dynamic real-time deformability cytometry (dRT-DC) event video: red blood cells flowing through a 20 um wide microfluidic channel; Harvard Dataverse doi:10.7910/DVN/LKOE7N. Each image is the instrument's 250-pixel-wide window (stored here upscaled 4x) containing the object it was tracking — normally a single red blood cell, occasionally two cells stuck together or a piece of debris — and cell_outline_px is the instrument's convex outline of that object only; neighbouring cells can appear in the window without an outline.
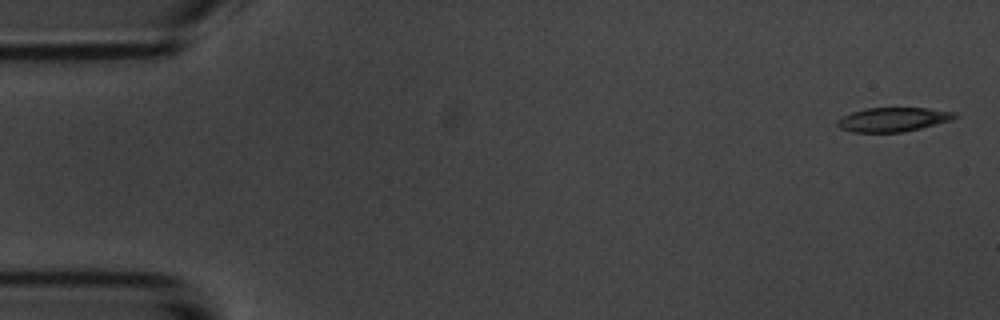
{"species": "common noctule bat (a hibernating species)", "species_latin": "Nyctalus noctula", "temperature_condition": "room temperature", "stored_images_in_passage": 4, "camera_frame_rate_fps": 3000, "um_per_image_px": 0.085, "animal": {"sex": "male", "body_mass_g": 20.1, "forearm_length_mm": 53.5}, "frame": {"image": 1, "passage_image": 1, "time_ms": 0.0, "image_size_px": [1000, 320], "cell_outline_px": [[960, 116], [952, 120], [904, 132], [852, 132], [840, 128], [836, 124], [836, 120], [852, 112], [864, 108], [928, 108], [956, 112]], "centroid_in_image_um": [75.93, 10.15], "position_along_channel_um": 9.1, "area_um2": 16.59}}
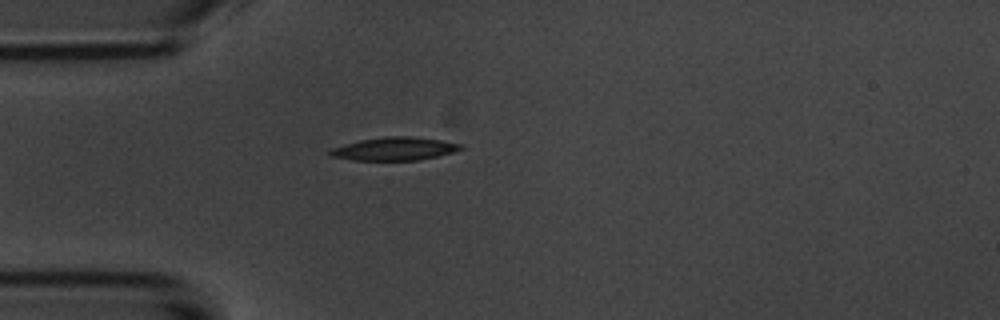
{"frame": {"image": 2, "passage_image": 4, "time_ms": 4.333, "image_size_px": [1000, 320], "cell_outline_px": [[464, 148], [452, 152], [436, 156], [416, 160], [352, 160], [332, 156], [328, 152], [332, 148], [344, 144], [360, 140], [384, 136], [412, 136], [440, 140], [464, 144]], "centroid_in_image_um": [33.54, 12.64], "position_along_channel_um": 51.5, "area_um2": 17.51}}